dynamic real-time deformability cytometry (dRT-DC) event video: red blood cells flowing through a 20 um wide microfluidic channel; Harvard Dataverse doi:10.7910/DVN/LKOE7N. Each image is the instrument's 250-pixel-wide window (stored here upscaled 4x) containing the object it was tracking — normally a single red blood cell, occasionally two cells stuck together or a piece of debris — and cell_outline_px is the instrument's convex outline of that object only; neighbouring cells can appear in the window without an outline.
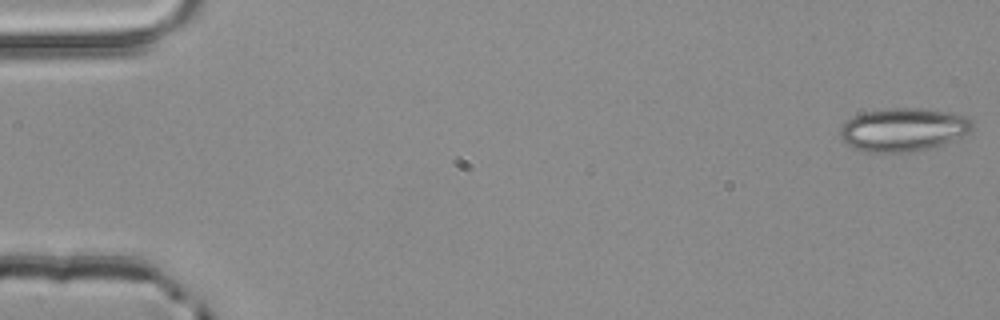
{"species": "common noctule bat (a hibernating species)", "species_latin": "Nyctalus noctula", "temperature_condition": "room temperature", "stored_images_in_passage": 5, "camera_frame_rate_fps": 3000, "um_per_image_px": 0.085, "animal": {"sex": "male", "body_mass_g": 20.4}, "frame": {"image": 1, "passage_image": 1, "time_ms": 0.0, "image_size_px": [1000, 320], "cell_outline_px": [[972, 132], [952, 140], [928, 148], [908, 152], [864, 152], [852, 148], [840, 136], [840, 128], [852, 116], [864, 112], [888, 108], [920, 108], [964, 116], [972, 120]], "centroid_in_image_um": [76.74, 11.02], "position_along_channel_um": 8.3, "area_um2": 33.0}}